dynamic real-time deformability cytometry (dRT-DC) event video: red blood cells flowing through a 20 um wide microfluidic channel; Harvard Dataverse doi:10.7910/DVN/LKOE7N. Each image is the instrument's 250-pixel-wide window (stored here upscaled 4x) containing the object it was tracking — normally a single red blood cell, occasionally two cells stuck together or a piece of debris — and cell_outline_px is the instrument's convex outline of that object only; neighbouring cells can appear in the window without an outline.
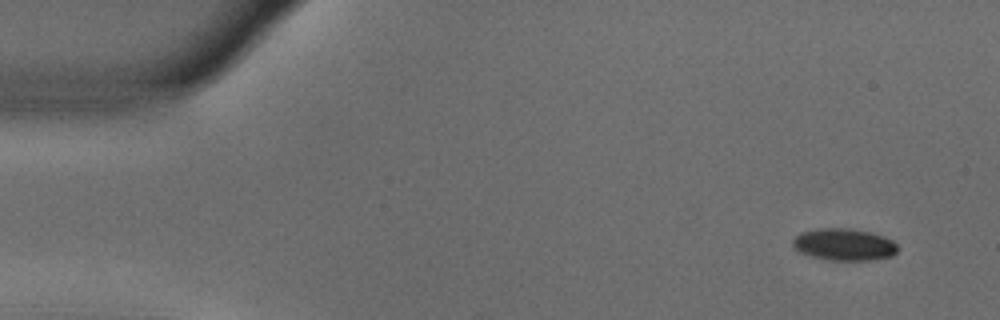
{"species": "common noctule bat (a hibernating species)", "species_latin": "Nyctalus noctula", "temperature_condition": "warm", "stored_images_in_passage": 8, "camera_frame_rate_fps": 3000, "um_per_image_px": 0.085, "animal": {"sex": "male", "body_mass_g": 18.8}, "frame": {"image": 1, "passage_image": 1, "time_ms": 0.0, "image_size_px": [1000, 320], "cell_outline_px": [[896, 252], [892, 256], [868, 260], [832, 260], [812, 256], [800, 252], [792, 248], [792, 240], [800, 232], [820, 228], [848, 228], [868, 232], [884, 236], [892, 240], [896, 244]], "centroid_in_image_um": [71.71, 20.78], "position_along_channel_um": 13.3, "area_um2": 19.42}}